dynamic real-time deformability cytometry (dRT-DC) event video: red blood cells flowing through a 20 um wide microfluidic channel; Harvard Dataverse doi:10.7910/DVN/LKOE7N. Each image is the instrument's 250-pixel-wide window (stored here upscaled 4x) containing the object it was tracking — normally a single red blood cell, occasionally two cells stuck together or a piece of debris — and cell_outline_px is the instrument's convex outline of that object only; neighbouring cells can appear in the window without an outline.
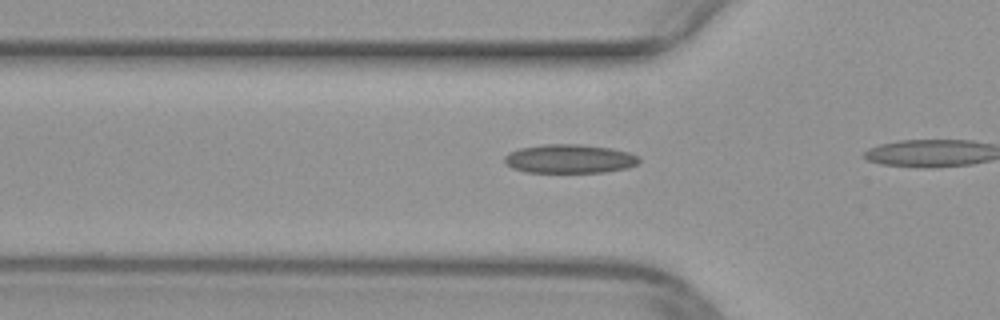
{"species": "common noctule bat (a hibernating species)", "species_latin": "Nyctalus noctula", "temperature_condition": "warm", "stored_images_in_passage": 15, "camera_frame_rate_fps": 3000, "um_per_image_px": 0.085, "animal": {"sex": "female", "body_mass_g": 29.2, "forearm_length_mm": 56.3}, "frame": {"image": 1, "passage_image": 13, "time_ms": 4.0, "image_size_px": [1000, 320], "cell_outline_px": [[640, 160], [636, 164], [628, 168], [604, 172], [524, 172], [512, 168], [504, 160], [504, 156], [508, 152], [520, 148], [544, 144], [580, 144], [612, 148], [628, 152], [640, 156]], "centroid_in_image_um": [48.42, 13.49], "position_along_channel_um": 77.4, "area_um2": 22.72}}